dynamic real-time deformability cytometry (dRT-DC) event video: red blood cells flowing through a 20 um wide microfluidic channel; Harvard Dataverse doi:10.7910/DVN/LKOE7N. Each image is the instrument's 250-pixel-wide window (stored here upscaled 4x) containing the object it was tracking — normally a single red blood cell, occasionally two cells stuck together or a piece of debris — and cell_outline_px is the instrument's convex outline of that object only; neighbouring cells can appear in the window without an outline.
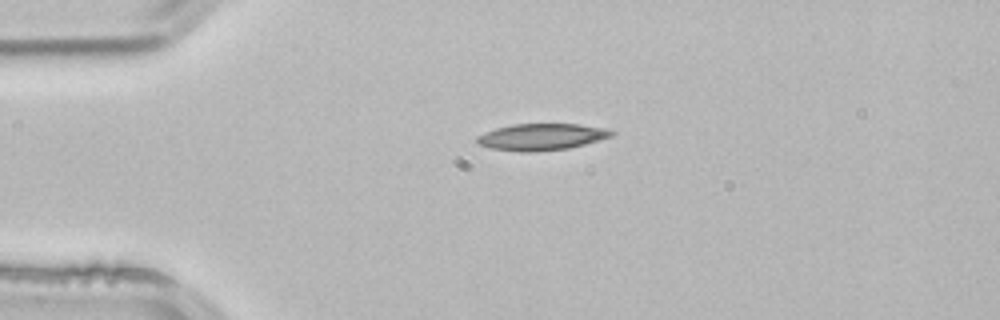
{"species": "common noctule bat (a hibernating species)", "species_latin": "Nyctalus noctula", "temperature_condition": "room temperature", "stored_images_in_passage": 3, "camera_frame_rate_fps": 3000, "um_per_image_px": 0.085, "animal": {"sex": "male", "body_mass_g": 21.5, "forearm_length_mm": 52.0}, "frame": {"image": 1, "passage_image": 3, "time_ms": 0.667, "image_size_px": [1000, 320], "cell_outline_px": [[616, 132], [612, 136], [584, 144], [568, 148], [536, 152], [520, 152], [492, 148], [480, 144], [476, 140], [476, 136], [484, 132], [496, 128], [512, 124], [580, 124], [604, 128]], "centroid_in_image_um": [46.02, 11.63], "position_along_channel_um": 39.0, "area_um2": 20.81}}